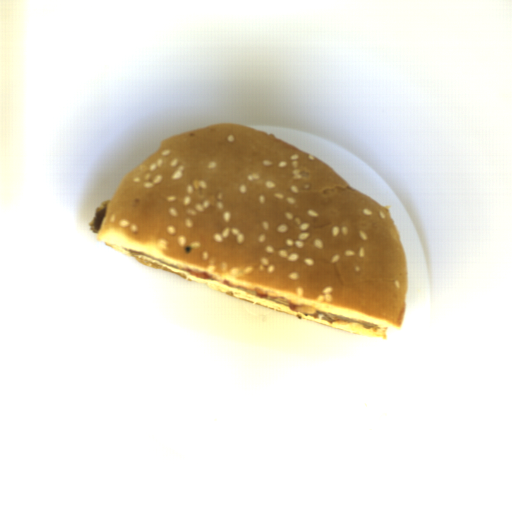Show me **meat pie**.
Here are the masks:
<instances>
[{"label": "meat pie", "mask_w": 512, "mask_h": 512, "mask_svg": "<svg viewBox=\"0 0 512 512\" xmlns=\"http://www.w3.org/2000/svg\"><path fill=\"white\" fill-rule=\"evenodd\" d=\"M125 250H127V249H125ZM127 251L130 252L132 255H145V256H147V257H149V258H151V259H153L155 261L163 263V264H165L167 266H170L172 268H176V269L187 271L189 274L193 275L195 278H200V279H203V280H214L216 282L224 283V284H226L229 287L242 290L244 292H247L249 294L257 296L259 298L270 300L272 302H275V303L283 305V306H289L290 311H294L295 313H302L304 316H307V317L310 316V317H314L315 319H318L319 315H324V316H321V320L322 321H326V322L330 323L331 325H332L333 322L340 321V322H346L348 324L349 323H358V324L362 325L364 328L369 329V330L370 329H377V330L381 329L379 325H375V324H372L370 322H365V321H360V320H356V319L347 318V317H344V316H341V315H338V314H335V313L322 312V311H320L318 309L312 308L308 304L293 303V302H291L290 300H288L285 297L279 296V295H277L275 293H272V292H263L259 288L248 289V288H246L244 286L232 285L226 279L224 281H220L216 277H214V276H212V275H210L209 273H206V272H197V271L192 270L190 268H184V267H181V266L168 264V263H166V262H164L162 260H159V259H157V258H155V257H153L151 255L146 254L143 251H133V250H127Z\"/></svg>", "instance_id": "1"}, {"label": "meat pie", "mask_w": 512, "mask_h": 512, "mask_svg": "<svg viewBox=\"0 0 512 512\" xmlns=\"http://www.w3.org/2000/svg\"><path fill=\"white\" fill-rule=\"evenodd\" d=\"M110 201H111V199L102 201L100 206H96L95 214L89 223V228L91 230V233H95L98 235V233L100 232L102 223H103V219H104V217H106V210L108 208Z\"/></svg>", "instance_id": "2"}]
</instances>
